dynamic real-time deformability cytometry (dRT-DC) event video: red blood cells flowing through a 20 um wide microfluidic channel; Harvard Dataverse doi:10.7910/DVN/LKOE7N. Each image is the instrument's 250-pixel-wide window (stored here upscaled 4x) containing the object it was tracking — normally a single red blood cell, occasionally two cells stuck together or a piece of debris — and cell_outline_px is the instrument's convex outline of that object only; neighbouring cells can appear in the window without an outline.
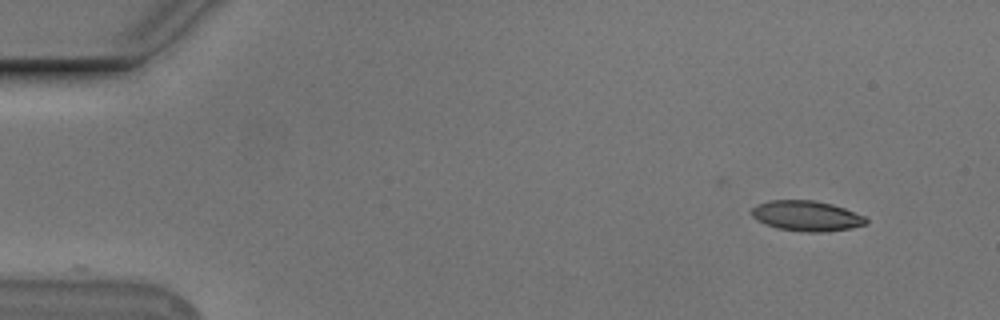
{"species": "Egyptian fruit bat (a non-hibernating species)", "species_latin": "Rousettus aegyptiacus", "temperature_condition": "cold", "stored_images_in_passage": 44, "camera_frame_rate_fps": 3000, "um_per_image_px": 0.085, "animal": {"sex": "male"}, "frame": {"image": 1, "passage_image": 1, "time_ms": 0.0, "image_size_px": [1000, 320], "cell_outline_px": [[868, 224], [848, 228], [820, 232], [808, 232], [776, 228], [752, 216], [752, 208], [756, 204], [768, 200], [812, 200], [832, 204], [844, 208], [864, 216], [868, 220]], "centroid_in_image_um": [68.56, 18.34], "position_along_channel_um": 16.4, "area_um2": 19.94}}
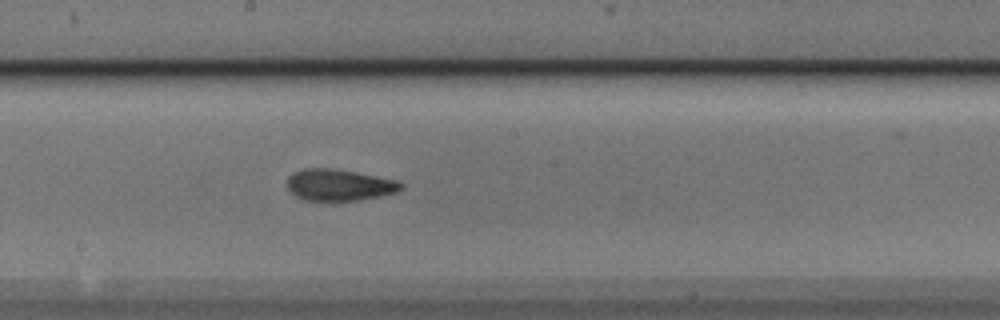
{"frame": {"image": 2, "passage_image": 26, "time_ms": 8.333, "image_size_px": [1000, 320], "cell_outline_px": [[404, 188], [396, 192], [380, 196], [356, 200], [304, 200], [296, 196], [288, 188], [288, 176], [304, 168], [328, 168], [356, 172], [400, 180], [404, 184]], "centroid_in_image_um": [28.88, 15.71], "position_along_channel_um": 219.3, "area_um2": 20.81}}
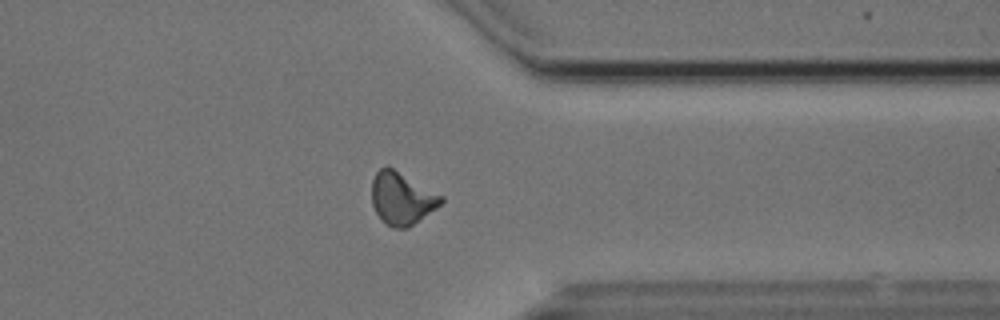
{"frame": {"image": 3, "passage_image": 39, "time_ms": 12.667, "image_size_px": [1000, 320], "cell_outline_px": [[444, 200], [436, 208], [408, 228], [392, 228], [384, 224], [380, 220], [372, 204], [372, 180], [376, 172], [380, 168], [392, 168], [444, 196]], "centroid_in_image_um": [34.14, 16.9], "position_along_channel_um": 377.3, "area_um2": 21.04}, "authors_computed_cell_mechanics": {"area_um2": 20.7213, "velocity_mm_per_s": 3.7545, "shape_relaxation_time_tau1_ms": 10.5648, "shape_relaxation_time_tau2_ms": 2.5331, "deformation_change_tau1": 0.2005, "deformation_change_tau2": 0.0926}}